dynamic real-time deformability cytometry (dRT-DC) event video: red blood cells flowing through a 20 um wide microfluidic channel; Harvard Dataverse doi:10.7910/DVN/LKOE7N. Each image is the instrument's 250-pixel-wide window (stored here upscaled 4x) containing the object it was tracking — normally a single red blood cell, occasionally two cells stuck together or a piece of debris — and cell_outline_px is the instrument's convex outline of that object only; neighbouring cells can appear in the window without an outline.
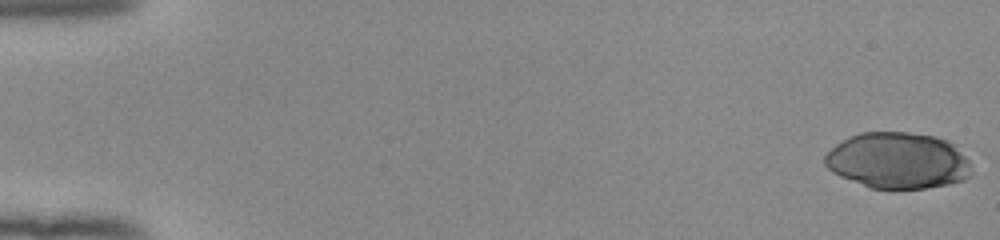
{"species": "human", "species_latin": "Homo sapiens", "temperature_condition": "room temperature", "stored_images_in_passage": 52, "camera_frame_rate_fps": 3000, "um_per_image_px": 0.085, "donor": {"sex": "female"}, "frame": {"image": 1, "passage_image": 1, "time_ms": 0.0, "image_size_px": [1000, 240], "cell_outline_px": [[972, 176], [964, 180], [948, 184], [924, 188], [896, 192], [868, 188], [840, 176], [832, 172], [824, 164], [824, 156], [836, 144], [848, 136], [860, 132], [908, 132], [936, 136], [948, 140], [956, 144], [968, 160]], "centroid_in_image_um": [76.32, 13.68], "position_along_channel_um": 8.7, "area_um2": 49.19}}
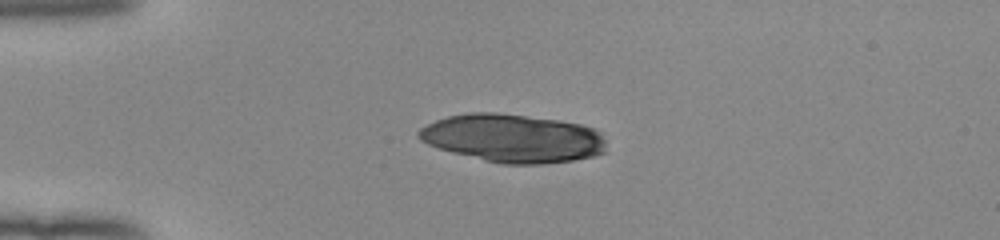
{"frame": {"image": 2, "passage_image": 14, "time_ms": 4.333, "image_size_px": [1000, 240], "cell_outline_px": [[604, 152], [596, 156], [572, 160], [540, 164], [504, 164], [484, 160], [452, 152], [428, 144], [420, 140], [416, 136], [416, 132], [420, 128], [436, 120], [448, 116], [468, 112], [496, 112], [560, 120], [580, 124], [596, 128], [600, 132], [604, 140]], "centroid_in_image_um": [43.59, 11.74], "position_along_channel_um": 41.4, "area_um2": 52.77}}